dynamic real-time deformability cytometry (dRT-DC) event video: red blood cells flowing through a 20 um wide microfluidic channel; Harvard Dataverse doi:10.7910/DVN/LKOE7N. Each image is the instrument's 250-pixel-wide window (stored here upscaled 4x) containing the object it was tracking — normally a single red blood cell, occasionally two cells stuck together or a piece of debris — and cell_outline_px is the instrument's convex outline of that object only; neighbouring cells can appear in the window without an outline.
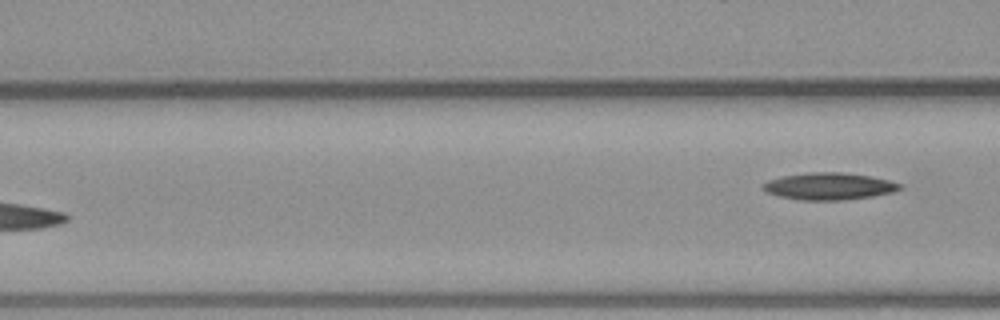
{"species": "common noctule bat (a hibernating species)", "species_latin": "Nyctalus noctula", "temperature_condition": "warm", "stored_images_in_passage": 5, "camera_frame_rate_fps": 3000, "um_per_image_px": 0.085, "animal": {"sex": "male", "body_mass_g": 23.1, "forearm_length_mm": 52.7}, "frame": {"image": 1, "passage_image": 5, "time_ms": 4.667, "image_size_px": [1000, 320], "cell_outline_px": [[904, 188], [892, 192], [872, 196], [844, 200], [800, 200], [780, 196], [764, 192], [760, 188], [760, 184], [768, 180], [784, 176], [804, 172], [840, 172], [872, 176], [904, 184]], "centroid_in_image_um": [70.45, 15.83], "position_along_channel_um": 96.2, "area_um2": 21.85}}